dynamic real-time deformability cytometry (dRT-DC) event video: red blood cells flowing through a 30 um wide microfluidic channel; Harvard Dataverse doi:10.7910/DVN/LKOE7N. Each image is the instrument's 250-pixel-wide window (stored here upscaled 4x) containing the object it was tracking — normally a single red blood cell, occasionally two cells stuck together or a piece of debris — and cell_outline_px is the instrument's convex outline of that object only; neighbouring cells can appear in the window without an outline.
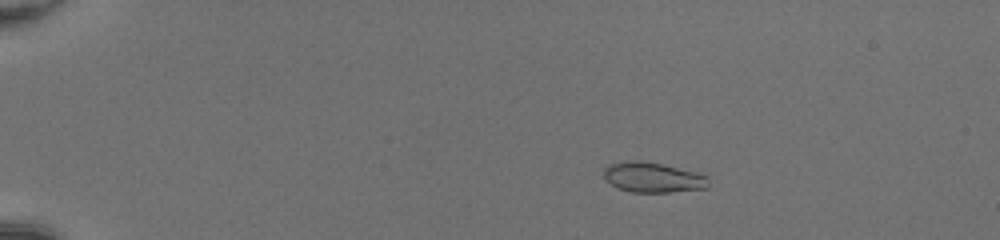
{"species": "common noctule bat (a hibernating species)", "species_latin": "Nyctalus noctula", "temperature_condition": "room temperature", "stored_images_in_passage": 53, "camera_frame_rate_fps": 3000, "um_per_image_px": 0.085, "animal": {"sex": "female", "body_mass_g": 20.0, "forearm_length_mm": 54.0}, "frame": {"image": 1, "passage_image": 12, "time_ms": 3.667, "image_size_px": [1000, 240], "cell_outline_px": [[708, 188], [668, 192], [632, 192], [616, 188], [604, 180], [604, 168], [608, 164], [624, 160], [640, 160], [660, 164], [708, 176]], "centroid_in_image_um": [55.41, 15.08], "position_along_channel_um": 29.6, "area_um2": 18.38}}
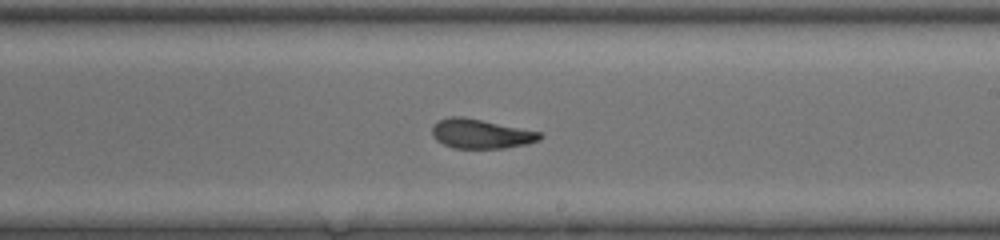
{"frame": {"image": 2, "passage_image": 35, "time_ms": 11.333, "image_size_px": [1000, 240], "cell_outline_px": [[544, 136], [540, 140], [528, 144], [504, 148], [452, 148], [436, 140], [432, 136], [432, 128], [440, 120], [448, 116], [464, 116], [544, 132]], "centroid_in_image_um": [40.94, 11.37], "position_along_channel_um": 248.1, "area_um2": 18.79}}
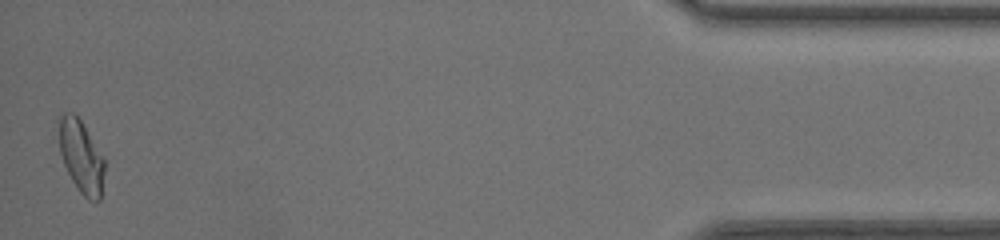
{"frame": {"image": 3, "passage_image": 53, "time_ms": 17.333, "image_size_px": [1000, 240], "cell_outline_px": [[104, 172], [100, 200], [88, 200], [80, 192], [72, 180], [64, 164], [60, 152], [56, 120], [64, 112], [72, 112], [80, 120], [104, 160]], "centroid_in_image_um": [6.85, 13.28], "position_along_channel_um": 428.4, "area_um2": 19.07}, "authors_computed_cell_mechanics": {"area_um2": 18.9006, "velocity_mm_per_s": 4.2147, "shape_relaxation_time_tau1_ms": 3.5212, "shape_relaxation_time_tau2_ms": 1.1369, "deformation_change_tau1": 0.1486, "deformation_change_tau2": 0.0751}}